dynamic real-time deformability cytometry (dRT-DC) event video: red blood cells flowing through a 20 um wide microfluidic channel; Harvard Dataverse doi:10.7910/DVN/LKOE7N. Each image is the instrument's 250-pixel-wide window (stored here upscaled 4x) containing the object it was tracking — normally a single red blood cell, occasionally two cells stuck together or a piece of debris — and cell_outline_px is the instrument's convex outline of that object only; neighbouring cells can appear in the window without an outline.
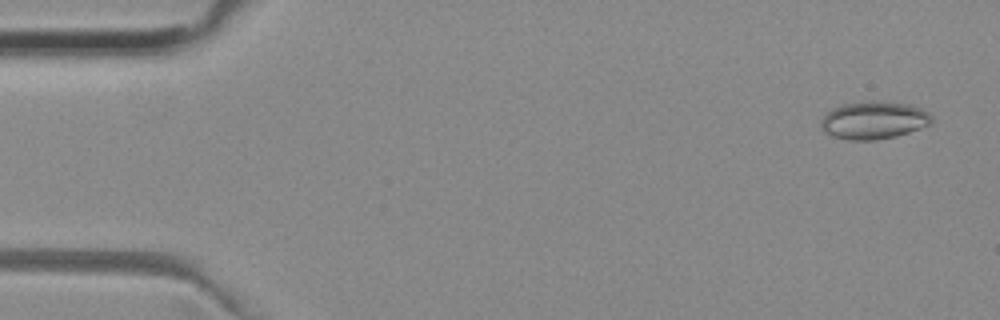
{"species": "common noctule bat (a hibernating species)", "species_latin": "Nyctalus noctula", "temperature_condition": "room temperature", "stored_images_in_passage": 18, "camera_frame_rate_fps": 3000, "um_per_image_px": 0.085, "animal": {"sex": "female", "body_mass_g": 29.2, "forearm_length_mm": 56.3}, "frame": {"image": 1, "passage_image": 3, "time_ms": 0.667, "image_size_px": [1000, 320], "cell_outline_px": [[932, 124], [896, 136], [876, 140], [848, 140], [832, 136], [824, 132], [820, 124], [820, 120], [832, 108], [840, 104], [868, 100], [880, 100], [908, 104], [920, 108], [928, 112], [932, 116]], "centroid_in_image_um": [74.25, 10.2], "position_along_channel_um": 10.7, "area_um2": 24.68}}